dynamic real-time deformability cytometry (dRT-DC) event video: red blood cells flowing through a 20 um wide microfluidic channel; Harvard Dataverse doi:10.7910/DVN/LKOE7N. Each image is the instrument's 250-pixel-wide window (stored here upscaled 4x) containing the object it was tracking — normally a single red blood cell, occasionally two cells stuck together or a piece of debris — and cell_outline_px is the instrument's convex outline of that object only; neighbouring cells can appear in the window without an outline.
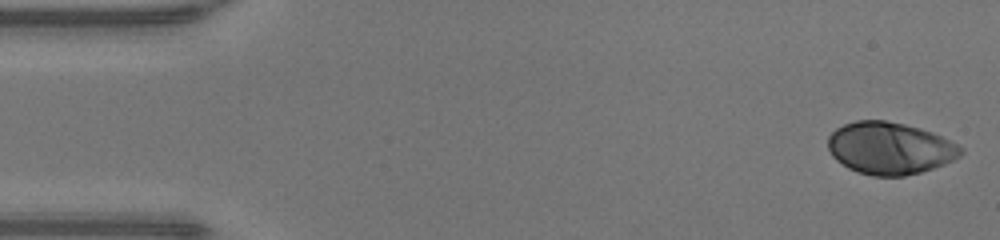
{"species": "human", "species_latin": "Homo sapiens", "temperature_condition": "warm", "stored_images_in_passage": 48, "camera_frame_rate_fps": 3000, "um_per_image_px": 0.085, "donor": {"sex": "male"}, "frame": {"image": 1, "passage_image": 1, "time_ms": 0.0, "image_size_px": [1000, 240], "cell_outline_px": [[964, 152], [960, 156], [944, 164], [920, 172], [904, 176], [872, 176], [856, 172], [848, 168], [836, 160], [832, 156], [828, 148], [828, 136], [836, 128], [844, 124], [856, 120], [884, 120], [904, 124], [920, 128], [932, 132], [964, 148]], "centroid_in_image_um": [75.61, 12.6], "position_along_channel_um": 9.4, "area_um2": 40.4}}
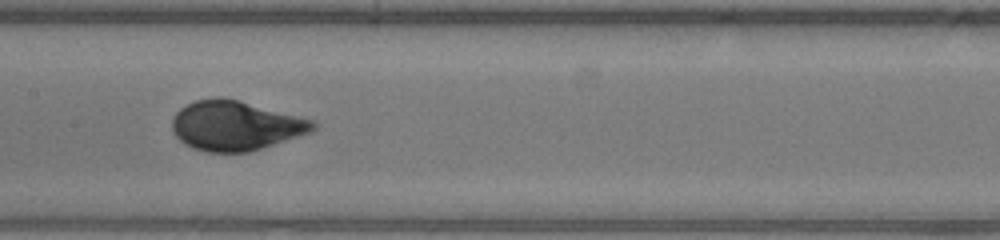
{"frame": {"image": 2, "passage_image": 23, "time_ms": 7.333, "image_size_px": [1000, 240], "cell_outline_px": [[316, 128], [312, 132], [248, 152], [208, 152], [192, 148], [184, 144], [176, 136], [172, 128], [172, 116], [180, 108], [196, 100], [212, 96], [220, 96], [240, 100], [316, 120]], "centroid_in_image_um": [20.02, 10.66], "position_along_channel_um": 187.4, "area_um2": 41.1}}
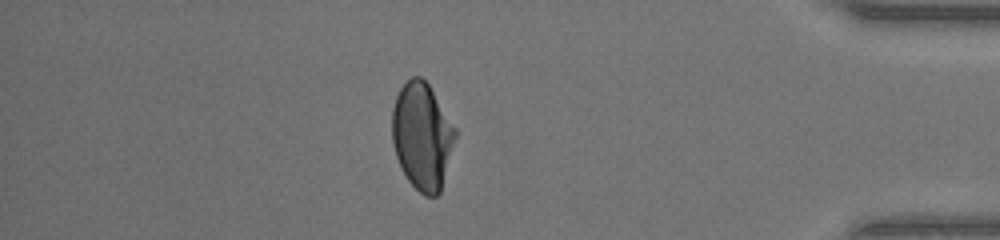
{"frame": {"image": 3, "passage_image": 41, "time_ms": 13.333, "image_size_px": [1000, 240], "cell_outline_px": [[456, 136], [440, 192], [436, 196], [424, 196], [408, 180], [396, 156], [392, 140], [392, 108], [396, 96], [400, 88], [412, 76], [420, 76], [428, 84], [456, 128]], "centroid_in_image_um": [35.87, 11.55], "position_along_channel_um": 399.3, "area_um2": 38.96}}